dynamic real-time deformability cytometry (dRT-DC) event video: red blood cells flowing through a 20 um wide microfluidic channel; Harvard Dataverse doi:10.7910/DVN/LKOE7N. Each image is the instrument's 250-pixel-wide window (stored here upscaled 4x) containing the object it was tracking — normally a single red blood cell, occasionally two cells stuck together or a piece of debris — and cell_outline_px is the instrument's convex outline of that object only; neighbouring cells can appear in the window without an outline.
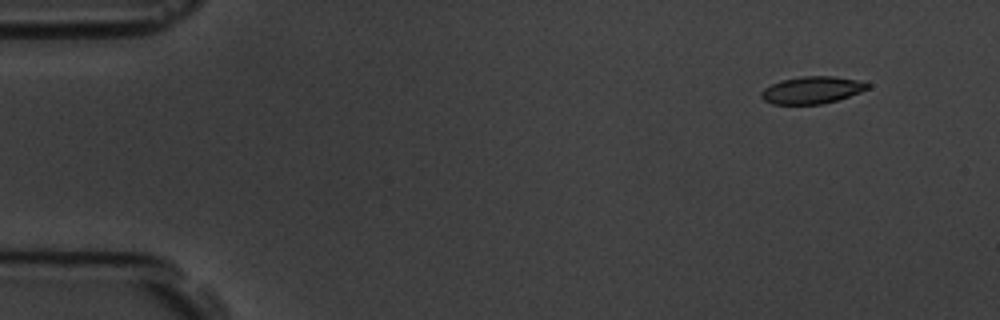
{"species": "common noctule bat (a hibernating species)", "species_latin": "Nyctalus noctula", "temperature_condition": "room temperature", "stored_images_in_passage": 4, "camera_frame_rate_fps": 3000, "um_per_image_px": 0.085, "animal": {"sex": "male", "body_mass_g": 19.5, "forearm_length_mm": 54.6}, "frame": {"image": 1, "passage_image": 1, "time_ms": 0.0, "image_size_px": [1000, 320], "cell_outline_px": [[872, 84], [868, 88], [860, 92], [836, 100], [820, 104], [772, 104], [764, 100], [760, 96], [760, 92], [764, 88], [772, 84], [784, 80], [800, 76], [832, 76], [856, 80]], "centroid_in_image_um": [68.99, 7.65], "position_along_channel_um": 16.0, "area_um2": 16.65}}
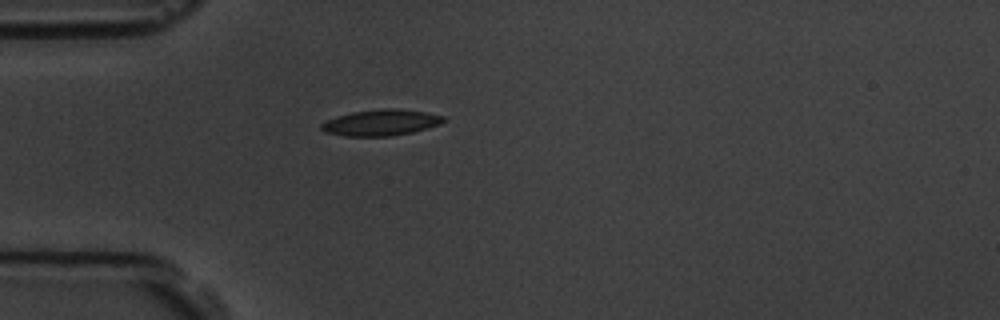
{"frame": {"image": 2, "passage_image": 4, "time_ms": 3.667, "image_size_px": [1000, 320], "cell_outline_px": [[448, 120], [440, 124], [428, 128], [412, 132], [392, 136], [344, 136], [324, 132], [320, 128], [320, 124], [336, 116], [352, 112], [384, 108], [396, 108], [428, 112], [444, 116]], "centroid_in_image_um": [32.41, 10.42], "position_along_channel_um": 52.6, "area_um2": 18.79}}